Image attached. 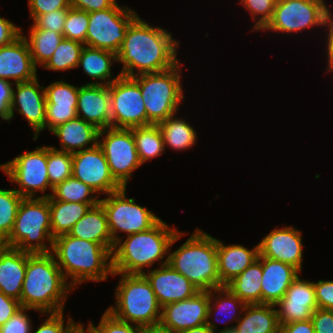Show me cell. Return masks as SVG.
<instances>
[{"mask_svg":"<svg viewBox=\"0 0 333 333\" xmlns=\"http://www.w3.org/2000/svg\"><path fill=\"white\" fill-rule=\"evenodd\" d=\"M48 179L52 188L72 176V153L47 145Z\"/></svg>","mask_w":333,"mask_h":333,"instance_id":"ab89813d","label":"cell"},{"mask_svg":"<svg viewBox=\"0 0 333 333\" xmlns=\"http://www.w3.org/2000/svg\"><path fill=\"white\" fill-rule=\"evenodd\" d=\"M279 333H315V330L311 320H306L281 325Z\"/></svg>","mask_w":333,"mask_h":333,"instance_id":"9f6ffc18","label":"cell"},{"mask_svg":"<svg viewBox=\"0 0 333 333\" xmlns=\"http://www.w3.org/2000/svg\"><path fill=\"white\" fill-rule=\"evenodd\" d=\"M50 207V224L53 239L68 234L72 227L99 203H77L55 200L48 197Z\"/></svg>","mask_w":333,"mask_h":333,"instance_id":"d6a6232c","label":"cell"},{"mask_svg":"<svg viewBox=\"0 0 333 333\" xmlns=\"http://www.w3.org/2000/svg\"><path fill=\"white\" fill-rule=\"evenodd\" d=\"M37 74L38 68L22 34L10 44L0 47V79L15 84L33 80Z\"/></svg>","mask_w":333,"mask_h":333,"instance_id":"7402d4cb","label":"cell"},{"mask_svg":"<svg viewBox=\"0 0 333 333\" xmlns=\"http://www.w3.org/2000/svg\"><path fill=\"white\" fill-rule=\"evenodd\" d=\"M275 308L280 326L310 320L312 313L318 308L313 280L303 279L299 275Z\"/></svg>","mask_w":333,"mask_h":333,"instance_id":"d6986e66","label":"cell"},{"mask_svg":"<svg viewBox=\"0 0 333 333\" xmlns=\"http://www.w3.org/2000/svg\"><path fill=\"white\" fill-rule=\"evenodd\" d=\"M119 281L114 288V304L109 311L118 320L141 326L147 330H157L162 307L150 283L143 274L113 272Z\"/></svg>","mask_w":333,"mask_h":333,"instance_id":"8992f818","label":"cell"},{"mask_svg":"<svg viewBox=\"0 0 333 333\" xmlns=\"http://www.w3.org/2000/svg\"><path fill=\"white\" fill-rule=\"evenodd\" d=\"M6 246H7L6 239L2 235H0V250L5 248Z\"/></svg>","mask_w":333,"mask_h":333,"instance_id":"91938a15","label":"cell"},{"mask_svg":"<svg viewBox=\"0 0 333 333\" xmlns=\"http://www.w3.org/2000/svg\"><path fill=\"white\" fill-rule=\"evenodd\" d=\"M51 253L74 290L88 281L105 282L113 275L112 252L99 243L65 234L53 239Z\"/></svg>","mask_w":333,"mask_h":333,"instance_id":"7a4b0ae2","label":"cell"},{"mask_svg":"<svg viewBox=\"0 0 333 333\" xmlns=\"http://www.w3.org/2000/svg\"><path fill=\"white\" fill-rule=\"evenodd\" d=\"M325 31V32H324ZM323 33L325 34L323 37L322 45L324 44V50L323 53H325L324 56H326L327 62H325L327 65L325 66V72L330 74L333 72V11L332 8H330L328 16L325 21V26L323 29Z\"/></svg>","mask_w":333,"mask_h":333,"instance_id":"681fc988","label":"cell"},{"mask_svg":"<svg viewBox=\"0 0 333 333\" xmlns=\"http://www.w3.org/2000/svg\"><path fill=\"white\" fill-rule=\"evenodd\" d=\"M13 83L0 79V119L10 124V106L12 102Z\"/></svg>","mask_w":333,"mask_h":333,"instance_id":"816d5d0a","label":"cell"},{"mask_svg":"<svg viewBox=\"0 0 333 333\" xmlns=\"http://www.w3.org/2000/svg\"><path fill=\"white\" fill-rule=\"evenodd\" d=\"M181 114L175 113L163 122L157 124L164 141L165 151L168 147L174 152L190 150L198 141L197 129L184 119Z\"/></svg>","mask_w":333,"mask_h":333,"instance_id":"1f68e13d","label":"cell"},{"mask_svg":"<svg viewBox=\"0 0 333 333\" xmlns=\"http://www.w3.org/2000/svg\"><path fill=\"white\" fill-rule=\"evenodd\" d=\"M247 306L227 286L214 288L209 291V305L207 314V326L215 333L233 329L241 318ZM223 324L221 328L219 324ZM232 325V326H231Z\"/></svg>","mask_w":333,"mask_h":333,"instance_id":"cb8c5ba5","label":"cell"},{"mask_svg":"<svg viewBox=\"0 0 333 333\" xmlns=\"http://www.w3.org/2000/svg\"><path fill=\"white\" fill-rule=\"evenodd\" d=\"M41 315H44L45 318H41L42 322L37 328H34L33 325L31 333H69L80 322H75L70 313H68V317H65L64 311L42 313Z\"/></svg>","mask_w":333,"mask_h":333,"instance_id":"ee69618b","label":"cell"},{"mask_svg":"<svg viewBox=\"0 0 333 333\" xmlns=\"http://www.w3.org/2000/svg\"><path fill=\"white\" fill-rule=\"evenodd\" d=\"M136 144L138 157L142 165L165 154L164 141L158 125L130 128Z\"/></svg>","mask_w":333,"mask_h":333,"instance_id":"d590c367","label":"cell"},{"mask_svg":"<svg viewBox=\"0 0 333 333\" xmlns=\"http://www.w3.org/2000/svg\"><path fill=\"white\" fill-rule=\"evenodd\" d=\"M50 133L60 141L59 148L52 145L53 149L73 154L94 147L98 143L99 129L76 117L57 126Z\"/></svg>","mask_w":333,"mask_h":333,"instance_id":"4316f807","label":"cell"},{"mask_svg":"<svg viewBox=\"0 0 333 333\" xmlns=\"http://www.w3.org/2000/svg\"><path fill=\"white\" fill-rule=\"evenodd\" d=\"M68 234L78 239L99 243L111 252L115 245L109 231L105 210L100 203L91 207Z\"/></svg>","mask_w":333,"mask_h":333,"instance_id":"f546056e","label":"cell"},{"mask_svg":"<svg viewBox=\"0 0 333 333\" xmlns=\"http://www.w3.org/2000/svg\"><path fill=\"white\" fill-rule=\"evenodd\" d=\"M162 26H154L138 15L128 26L117 56L122 65L120 75L134 77L145 73L169 70L178 58L180 41Z\"/></svg>","mask_w":333,"mask_h":333,"instance_id":"6da1fadb","label":"cell"},{"mask_svg":"<svg viewBox=\"0 0 333 333\" xmlns=\"http://www.w3.org/2000/svg\"><path fill=\"white\" fill-rule=\"evenodd\" d=\"M0 170L23 198H48L52 195L53 188L48 179L47 145L25 150L12 160L0 164Z\"/></svg>","mask_w":333,"mask_h":333,"instance_id":"30bf717a","label":"cell"},{"mask_svg":"<svg viewBox=\"0 0 333 333\" xmlns=\"http://www.w3.org/2000/svg\"><path fill=\"white\" fill-rule=\"evenodd\" d=\"M23 197L13 187L0 188V235L7 239L13 229Z\"/></svg>","mask_w":333,"mask_h":333,"instance_id":"f35d334b","label":"cell"},{"mask_svg":"<svg viewBox=\"0 0 333 333\" xmlns=\"http://www.w3.org/2000/svg\"><path fill=\"white\" fill-rule=\"evenodd\" d=\"M30 311L39 312L30 308H21L4 325L0 326V333H31L33 320L30 317Z\"/></svg>","mask_w":333,"mask_h":333,"instance_id":"f6af8a7d","label":"cell"},{"mask_svg":"<svg viewBox=\"0 0 333 333\" xmlns=\"http://www.w3.org/2000/svg\"><path fill=\"white\" fill-rule=\"evenodd\" d=\"M22 307L20 302L0 291V326L4 325Z\"/></svg>","mask_w":333,"mask_h":333,"instance_id":"db71d44e","label":"cell"},{"mask_svg":"<svg viewBox=\"0 0 333 333\" xmlns=\"http://www.w3.org/2000/svg\"><path fill=\"white\" fill-rule=\"evenodd\" d=\"M138 15L136 10L118 1L108 9L89 13L85 46L117 54L129 24Z\"/></svg>","mask_w":333,"mask_h":333,"instance_id":"7c38bea8","label":"cell"},{"mask_svg":"<svg viewBox=\"0 0 333 333\" xmlns=\"http://www.w3.org/2000/svg\"><path fill=\"white\" fill-rule=\"evenodd\" d=\"M6 244L31 254L52 252L48 198H23Z\"/></svg>","mask_w":333,"mask_h":333,"instance_id":"ba28073f","label":"cell"},{"mask_svg":"<svg viewBox=\"0 0 333 333\" xmlns=\"http://www.w3.org/2000/svg\"><path fill=\"white\" fill-rule=\"evenodd\" d=\"M187 234L178 230L172 238L168 264L200 291L221 287L217 266V238L197 227L181 246L172 251L176 242Z\"/></svg>","mask_w":333,"mask_h":333,"instance_id":"5b68a950","label":"cell"},{"mask_svg":"<svg viewBox=\"0 0 333 333\" xmlns=\"http://www.w3.org/2000/svg\"><path fill=\"white\" fill-rule=\"evenodd\" d=\"M55 200L77 203H100V197L88 185L71 176L53 188Z\"/></svg>","mask_w":333,"mask_h":333,"instance_id":"74e56055","label":"cell"},{"mask_svg":"<svg viewBox=\"0 0 333 333\" xmlns=\"http://www.w3.org/2000/svg\"><path fill=\"white\" fill-rule=\"evenodd\" d=\"M261 304L276 305L301 272L290 264L262 257Z\"/></svg>","mask_w":333,"mask_h":333,"instance_id":"d4e9b609","label":"cell"},{"mask_svg":"<svg viewBox=\"0 0 333 333\" xmlns=\"http://www.w3.org/2000/svg\"><path fill=\"white\" fill-rule=\"evenodd\" d=\"M39 82L37 76L27 82L15 83L10 106V125L15 113L18 112L31 128L34 141H37L40 133L45 131L46 98L44 84Z\"/></svg>","mask_w":333,"mask_h":333,"instance_id":"2e32d148","label":"cell"},{"mask_svg":"<svg viewBox=\"0 0 333 333\" xmlns=\"http://www.w3.org/2000/svg\"><path fill=\"white\" fill-rule=\"evenodd\" d=\"M94 325V322L89 320L87 326L91 333H146L147 329L118 320L109 311L105 310L99 322Z\"/></svg>","mask_w":333,"mask_h":333,"instance_id":"b9f144b4","label":"cell"},{"mask_svg":"<svg viewBox=\"0 0 333 333\" xmlns=\"http://www.w3.org/2000/svg\"><path fill=\"white\" fill-rule=\"evenodd\" d=\"M259 256V244L253 248L241 244H225L217 238V266L221 287L249 267Z\"/></svg>","mask_w":333,"mask_h":333,"instance_id":"484cf974","label":"cell"},{"mask_svg":"<svg viewBox=\"0 0 333 333\" xmlns=\"http://www.w3.org/2000/svg\"><path fill=\"white\" fill-rule=\"evenodd\" d=\"M161 307L194 297L200 290L169 264L143 273Z\"/></svg>","mask_w":333,"mask_h":333,"instance_id":"ffe728a7","label":"cell"},{"mask_svg":"<svg viewBox=\"0 0 333 333\" xmlns=\"http://www.w3.org/2000/svg\"><path fill=\"white\" fill-rule=\"evenodd\" d=\"M77 117L102 130L111 127L109 85H79Z\"/></svg>","mask_w":333,"mask_h":333,"instance_id":"603a6c76","label":"cell"},{"mask_svg":"<svg viewBox=\"0 0 333 333\" xmlns=\"http://www.w3.org/2000/svg\"><path fill=\"white\" fill-rule=\"evenodd\" d=\"M75 290L68 284L52 253H28L20 305L42 313L65 311L68 296Z\"/></svg>","mask_w":333,"mask_h":333,"instance_id":"3957f363","label":"cell"},{"mask_svg":"<svg viewBox=\"0 0 333 333\" xmlns=\"http://www.w3.org/2000/svg\"><path fill=\"white\" fill-rule=\"evenodd\" d=\"M146 333H164V332H161L159 330H147Z\"/></svg>","mask_w":333,"mask_h":333,"instance_id":"6125c7cd","label":"cell"},{"mask_svg":"<svg viewBox=\"0 0 333 333\" xmlns=\"http://www.w3.org/2000/svg\"><path fill=\"white\" fill-rule=\"evenodd\" d=\"M100 204L114 244L127 235L149 230L161 219L153 210L137 204L135 198H128L127 187L101 197Z\"/></svg>","mask_w":333,"mask_h":333,"instance_id":"8fae6325","label":"cell"},{"mask_svg":"<svg viewBox=\"0 0 333 333\" xmlns=\"http://www.w3.org/2000/svg\"><path fill=\"white\" fill-rule=\"evenodd\" d=\"M109 93L112 128L147 126V112L140 86L132 77L120 75L109 85Z\"/></svg>","mask_w":333,"mask_h":333,"instance_id":"5bb4252c","label":"cell"},{"mask_svg":"<svg viewBox=\"0 0 333 333\" xmlns=\"http://www.w3.org/2000/svg\"><path fill=\"white\" fill-rule=\"evenodd\" d=\"M178 333H215L207 324L180 331Z\"/></svg>","mask_w":333,"mask_h":333,"instance_id":"6f0895ef","label":"cell"},{"mask_svg":"<svg viewBox=\"0 0 333 333\" xmlns=\"http://www.w3.org/2000/svg\"><path fill=\"white\" fill-rule=\"evenodd\" d=\"M88 24V12L70 7L63 27L64 38L79 41L85 45Z\"/></svg>","mask_w":333,"mask_h":333,"instance_id":"7bdbcfd3","label":"cell"},{"mask_svg":"<svg viewBox=\"0 0 333 333\" xmlns=\"http://www.w3.org/2000/svg\"><path fill=\"white\" fill-rule=\"evenodd\" d=\"M46 98L45 131L51 132L57 126L77 117L79 86L64 79L44 85Z\"/></svg>","mask_w":333,"mask_h":333,"instance_id":"44dd1931","label":"cell"},{"mask_svg":"<svg viewBox=\"0 0 333 333\" xmlns=\"http://www.w3.org/2000/svg\"><path fill=\"white\" fill-rule=\"evenodd\" d=\"M234 330L237 333H279L280 325L275 305L247 304Z\"/></svg>","mask_w":333,"mask_h":333,"instance_id":"4dcf8cb0","label":"cell"},{"mask_svg":"<svg viewBox=\"0 0 333 333\" xmlns=\"http://www.w3.org/2000/svg\"><path fill=\"white\" fill-rule=\"evenodd\" d=\"M246 12H249L252 24L251 32L261 31L272 19L276 0H238Z\"/></svg>","mask_w":333,"mask_h":333,"instance_id":"60d3db41","label":"cell"},{"mask_svg":"<svg viewBox=\"0 0 333 333\" xmlns=\"http://www.w3.org/2000/svg\"><path fill=\"white\" fill-rule=\"evenodd\" d=\"M115 63L117 64L115 53L84 46L77 68L82 67L85 75L92 79L85 84L110 85L120 76V73L116 76L113 74L112 66L116 65Z\"/></svg>","mask_w":333,"mask_h":333,"instance_id":"f1b7e54d","label":"cell"},{"mask_svg":"<svg viewBox=\"0 0 333 333\" xmlns=\"http://www.w3.org/2000/svg\"><path fill=\"white\" fill-rule=\"evenodd\" d=\"M69 333H91L89 327L79 322Z\"/></svg>","mask_w":333,"mask_h":333,"instance_id":"680465c9","label":"cell"},{"mask_svg":"<svg viewBox=\"0 0 333 333\" xmlns=\"http://www.w3.org/2000/svg\"><path fill=\"white\" fill-rule=\"evenodd\" d=\"M97 144L106 157L114 179L122 187H127L134 172L142 167L132 130L112 127L99 130Z\"/></svg>","mask_w":333,"mask_h":333,"instance_id":"4fadbf2b","label":"cell"},{"mask_svg":"<svg viewBox=\"0 0 333 333\" xmlns=\"http://www.w3.org/2000/svg\"><path fill=\"white\" fill-rule=\"evenodd\" d=\"M30 25L28 36L23 33V29H21V34L28 43L34 65L42 68L52 57L64 36L53 30L37 28L32 22Z\"/></svg>","mask_w":333,"mask_h":333,"instance_id":"e575fe53","label":"cell"},{"mask_svg":"<svg viewBox=\"0 0 333 333\" xmlns=\"http://www.w3.org/2000/svg\"><path fill=\"white\" fill-rule=\"evenodd\" d=\"M220 333H237V331L233 329H229V330H226V331H223V332H220Z\"/></svg>","mask_w":333,"mask_h":333,"instance_id":"94428289","label":"cell"},{"mask_svg":"<svg viewBox=\"0 0 333 333\" xmlns=\"http://www.w3.org/2000/svg\"><path fill=\"white\" fill-rule=\"evenodd\" d=\"M21 26L0 15V47L8 45L21 35Z\"/></svg>","mask_w":333,"mask_h":333,"instance_id":"f5cc1de1","label":"cell"},{"mask_svg":"<svg viewBox=\"0 0 333 333\" xmlns=\"http://www.w3.org/2000/svg\"><path fill=\"white\" fill-rule=\"evenodd\" d=\"M72 176L103 197L122 188L112 176L106 157L98 144L72 154Z\"/></svg>","mask_w":333,"mask_h":333,"instance_id":"9a60e30c","label":"cell"},{"mask_svg":"<svg viewBox=\"0 0 333 333\" xmlns=\"http://www.w3.org/2000/svg\"><path fill=\"white\" fill-rule=\"evenodd\" d=\"M317 307L326 310H333V280H313Z\"/></svg>","mask_w":333,"mask_h":333,"instance_id":"c3c4849f","label":"cell"},{"mask_svg":"<svg viewBox=\"0 0 333 333\" xmlns=\"http://www.w3.org/2000/svg\"><path fill=\"white\" fill-rule=\"evenodd\" d=\"M70 8L58 9L39 15L33 20V24L40 29L53 30L63 35V27Z\"/></svg>","mask_w":333,"mask_h":333,"instance_id":"bcb514c9","label":"cell"},{"mask_svg":"<svg viewBox=\"0 0 333 333\" xmlns=\"http://www.w3.org/2000/svg\"><path fill=\"white\" fill-rule=\"evenodd\" d=\"M178 230L160 219L149 230L119 239L112 251L113 272L143 274L157 263L168 264L170 243Z\"/></svg>","mask_w":333,"mask_h":333,"instance_id":"277c9868","label":"cell"},{"mask_svg":"<svg viewBox=\"0 0 333 333\" xmlns=\"http://www.w3.org/2000/svg\"><path fill=\"white\" fill-rule=\"evenodd\" d=\"M179 62L173 68L158 72L145 73L132 77L140 86L147 112V126L157 125L181 110L185 100L183 86V65Z\"/></svg>","mask_w":333,"mask_h":333,"instance_id":"52a82bcc","label":"cell"},{"mask_svg":"<svg viewBox=\"0 0 333 333\" xmlns=\"http://www.w3.org/2000/svg\"><path fill=\"white\" fill-rule=\"evenodd\" d=\"M29 17L33 21L37 16L63 8H70V0H28Z\"/></svg>","mask_w":333,"mask_h":333,"instance_id":"7dc6e473","label":"cell"},{"mask_svg":"<svg viewBox=\"0 0 333 333\" xmlns=\"http://www.w3.org/2000/svg\"><path fill=\"white\" fill-rule=\"evenodd\" d=\"M85 45L79 41L63 38L52 57L42 69L53 72H66L77 69L81 52Z\"/></svg>","mask_w":333,"mask_h":333,"instance_id":"8d00e7d4","label":"cell"},{"mask_svg":"<svg viewBox=\"0 0 333 333\" xmlns=\"http://www.w3.org/2000/svg\"><path fill=\"white\" fill-rule=\"evenodd\" d=\"M28 252L6 246L0 250V291L20 302Z\"/></svg>","mask_w":333,"mask_h":333,"instance_id":"83f0119b","label":"cell"},{"mask_svg":"<svg viewBox=\"0 0 333 333\" xmlns=\"http://www.w3.org/2000/svg\"><path fill=\"white\" fill-rule=\"evenodd\" d=\"M326 1L276 0L272 19L260 32L277 36L283 34L285 38V35L294 36L305 31L324 29L331 7Z\"/></svg>","mask_w":333,"mask_h":333,"instance_id":"9c48e42d","label":"cell"},{"mask_svg":"<svg viewBox=\"0 0 333 333\" xmlns=\"http://www.w3.org/2000/svg\"><path fill=\"white\" fill-rule=\"evenodd\" d=\"M71 7L88 13L101 11L112 7L117 0H70Z\"/></svg>","mask_w":333,"mask_h":333,"instance_id":"11a10c76","label":"cell"},{"mask_svg":"<svg viewBox=\"0 0 333 333\" xmlns=\"http://www.w3.org/2000/svg\"><path fill=\"white\" fill-rule=\"evenodd\" d=\"M209 291H200L194 297L162 307L157 330L164 333L198 327L207 323Z\"/></svg>","mask_w":333,"mask_h":333,"instance_id":"e0dca14e","label":"cell"},{"mask_svg":"<svg viewBox=\"0 0 333 333\" xmlns=\"http://www.w3.org/2000/svg\"><path fill=\"white\" fill-rule=\"evenodd\" d=\"M302 231L296 226L274 227L263 236L259 244V257H266L287 263L302 273L304 244Z\"/></svg>","mask_w":333,"mask_h":333,"instance_id":"ac0fdd59","label":"cell"},{"mask_svg":"<svg viewBox=\"0 0 333 333\" xmlns=\"http://www.w3.org/2000/svg\"><path fill=\"white\" fill-rule=\"evenodd\" d=\"M310 320L315 333H333V310L317 308Z\"/></svg>","mask_w":333,"mask_h":333,"instance_id":"f907efd6","label":"cell"},{"mask_svg":"<svg viewBox=\"0 0 333 333\" xmlns=\"http://www.w3.org/2000/svg\"><path fill=\"white\" fill-rule=\"evenodd\" d=\"M262 257L258 256L249 267L226 286L246 304H261Z\"/></svg>","mask_w":333,"mask_h":333,"instance_id":"836d02e7","label":"cell"}]
</instances>
